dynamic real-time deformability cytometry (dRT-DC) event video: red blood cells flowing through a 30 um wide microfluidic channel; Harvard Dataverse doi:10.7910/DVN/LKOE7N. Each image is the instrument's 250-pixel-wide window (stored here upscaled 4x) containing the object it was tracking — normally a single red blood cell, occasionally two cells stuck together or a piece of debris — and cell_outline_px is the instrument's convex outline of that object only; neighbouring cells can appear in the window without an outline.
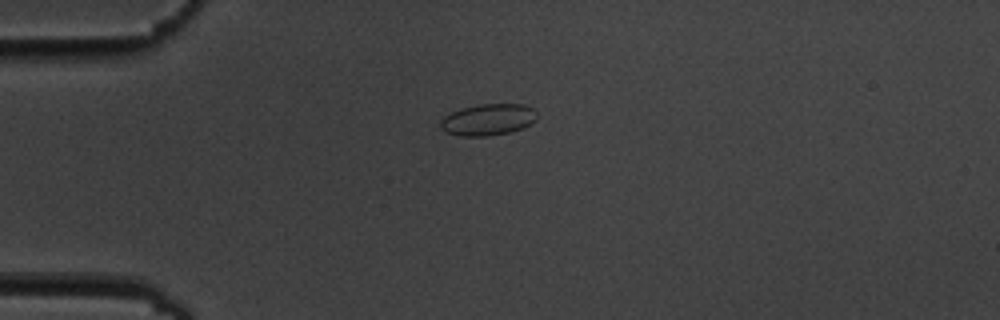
{"species": "common noctule bat (a hibernating species)", "species_latin": "Nyctalus noctula", "temperature_condition": "cold", "stored_images_in_passage": 3, "camera_frame_rate_fps": 3000, "um_per_image_px": 0.085, "animal": {"sex": "male", "body_mass_g": 19.5, "forearm_length_mm": 54.6}, "frame": {"image": 1, "passage_image": 2, "time_ms": 1.333, "image_size_px": [1000, 320], "cell_outline_px": [[536, 120], [532, 124], [524, 128], [512, 132], [488, 136], [460, 136], [444, 132], [440, 128], [440, 120], [444, 116], [460, 108], [480, 104], [524, 104], [532, 108], [536, 112]], "centroid_in_image_um": [41.48, 10.18], "position_along_channel_um": 43.5, "area_um2": 18.03}}